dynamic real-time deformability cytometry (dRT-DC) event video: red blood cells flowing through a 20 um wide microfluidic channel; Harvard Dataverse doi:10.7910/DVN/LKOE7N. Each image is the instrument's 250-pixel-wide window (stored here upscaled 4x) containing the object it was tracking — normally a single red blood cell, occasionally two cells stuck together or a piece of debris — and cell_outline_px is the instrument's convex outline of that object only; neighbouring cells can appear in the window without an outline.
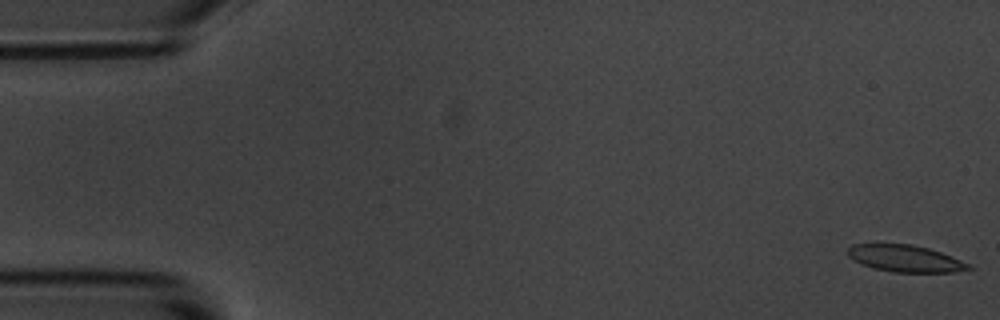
{"species": "common noctule bat (a hibernating species)", "species_latin": "Nyctalus noctula", "temperature_condition": "room temperature", "stored_images_in_passage": 55, "camera_frame_rate_fps": 3000, "um_per_image_px": 0.085, "animal": {"sex": "male", "body_mass_g": 20.1, "forearm_length_mm": 53.5}, "frame": {"image": 1, "passage_image": 1, "time_ms": 0.0, "image_size_px": [1000, 320], "cell_outline_px": [[972, 268], [952, 272], [892, 272], [872, 268], [860, 264], [852, 260], [848, 256], [848, 248], [852, 244], [912, 244], [928, 248], [952, 256], [968, 264]], "centroid_in_image_um": [76.88, 21.97], "position_along_channel_um": 8.1, "area_um2": 18.84}}
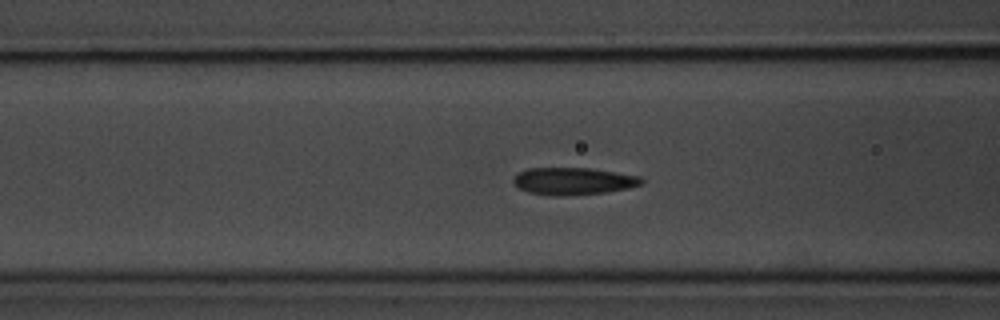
{"frame": {"image": 2, "passage_image": 21, "time_ms": 6.667, "image_size_px": [1000, 320], "cell_outline_px": [[644, 184], [628, 188], [604, 192], [564, 196], [548, 196], [528, 192], [520, 188], [512, 180], [516, 172], [528, 168], [592, 168], [640, 176], [644, 180]], "centroid_in_image_um": [48.72, 15.39], "position_along_channel_um": 117.9, "area_um2": 20.52}}
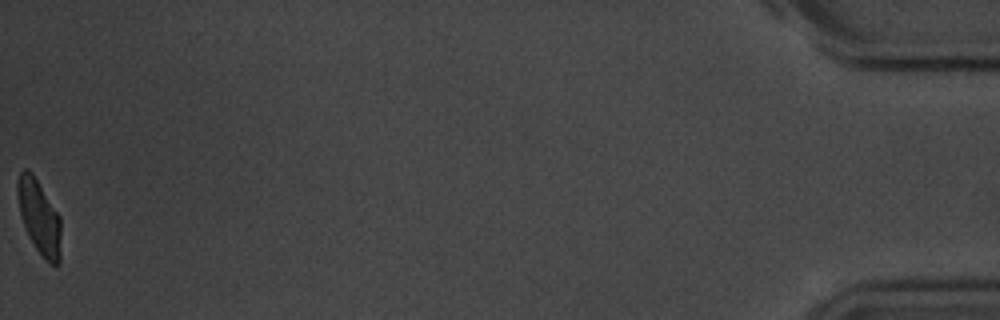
{"frame": {"image": 3, "passage_image": 55, "time_ms": 18.0, "image_size_px": [1000, 320], "cell_outline_px": [[60, 264], [52, 264], [44, 260], [28, 236], [24, 228], [20, 212], [16, 192], [16, 184], [20, 172], [24, 168], [28, 168], [32, 172], [60, 216]], "centroid_in_image_um": [3.31, 18.43], "position_along_channel_um": 431.9, "area_um2": 18.9}, "authors_computed_cell_mechanics": {"area_um2": 19.9988, "velocity_mm_per_s": 3.6567, "shape_relaxation_time_tau1_ms": 3.7755, "shape_relaxation_time_tau2_ms": 1.5817, "deformation_change_tau1": 0.1465, "deformation_change_tau2": 0.0805}}